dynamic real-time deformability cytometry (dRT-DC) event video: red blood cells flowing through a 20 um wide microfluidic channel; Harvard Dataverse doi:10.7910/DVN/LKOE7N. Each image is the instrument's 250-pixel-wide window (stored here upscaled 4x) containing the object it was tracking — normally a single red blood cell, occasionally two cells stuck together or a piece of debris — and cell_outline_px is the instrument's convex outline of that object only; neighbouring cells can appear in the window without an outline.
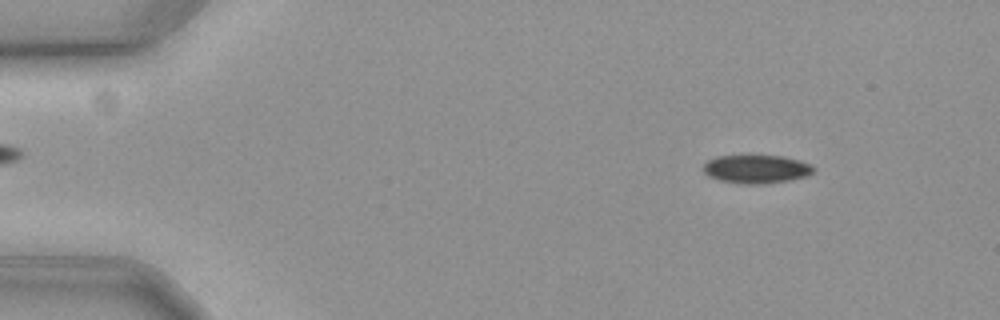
{"species": "common noctule bat (a hibernating species)", "species_latin": "Nyctalus noctula", "temperature_condition": "cold", "stored_images_in_passage": 10, "camera_frame_rate_fps": 3000, "um_per_image_px": 0.085, "animal": {"sex": "female", "body_mass_g": 19.3, "forearm_length_mm": 54.1}, "frame": {"image": 1, "passage_image": 6, "time_ms": 1.667, "image_size_px": [1000, 320], "cell_outline_px": [[816, 168], [808, 176], [788, 180], [760, 184], [744, 184], [720, 180], [708, 176], [704, 172], [704, 164], [708, 160], [716, 156], [748, 152], [784, 156], [800, 160], [812, 164]], "centroid_in_image_um": [64.29, 14.3], "position_along_channel_um": 20.7, "area_um2": 19.19}}